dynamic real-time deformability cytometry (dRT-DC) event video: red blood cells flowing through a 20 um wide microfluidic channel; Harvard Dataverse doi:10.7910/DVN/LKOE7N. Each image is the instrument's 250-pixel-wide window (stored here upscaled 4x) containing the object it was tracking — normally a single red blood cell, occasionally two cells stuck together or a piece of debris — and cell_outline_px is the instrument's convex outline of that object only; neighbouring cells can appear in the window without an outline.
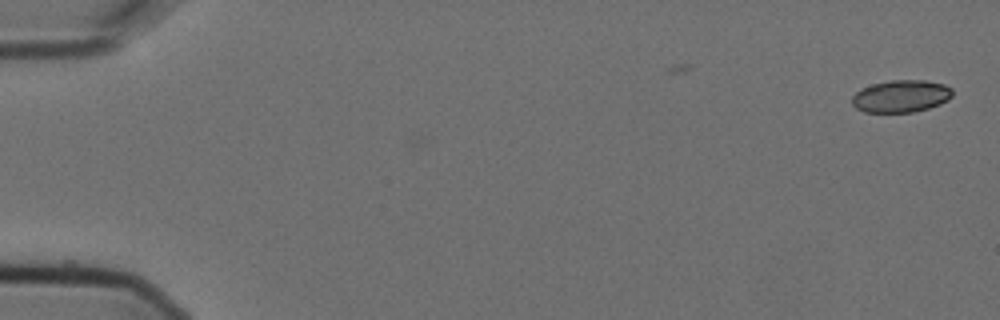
{"species": "Egyptian fruit bat (a non-hibernating species)", "species_latin": "Rousettus aegyptiacus", "temperature_condition": "cold", "stored_images_in_passage": 2, "camera_frame_rate_fps": 3000, "um_per_image_px": 0.085, "animal": {"sex": "female"}, "frame": {"image": 1, "passage_image": 2, "time_ms": 0.333, "image_size_px": [1000, 320], "cell_outline_px": [[952, 96], [948, 100], [940, 104], [928, 108], [912, 112], [864, 112], [856, 108], [852, 104], [852, 96], [856, 92], [872, 84], [892, 80], [924, 80], [944, 84], [952, 88]], "centroid_in_image_um": [76.6, 8.18], "position_along_channel_um": 8.4, "area_um2": 18.84}}